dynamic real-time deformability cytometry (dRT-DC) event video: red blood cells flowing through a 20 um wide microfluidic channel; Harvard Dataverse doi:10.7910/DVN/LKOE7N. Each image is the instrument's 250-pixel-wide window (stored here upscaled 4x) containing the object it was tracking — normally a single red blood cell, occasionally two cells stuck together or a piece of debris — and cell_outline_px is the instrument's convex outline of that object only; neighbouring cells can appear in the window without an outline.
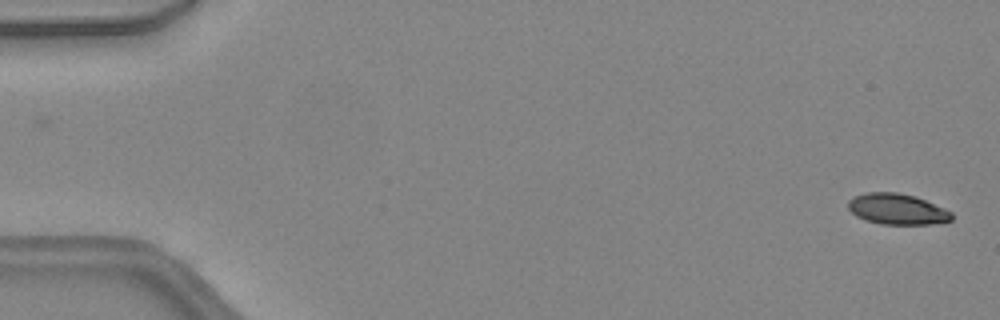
{"species": "common noctule bat (a hibernating species)", "species_latin": "Nyctalus noctula", "temperature_condition": "warm", "stored_images_in_passage": 47, "segment_of_instrument_passage": [1, 2], "camera_frame_rate_fps": 3000, "um_per_image_px": 0.085, "animal": {"sex": "female", "body_mass_g": 24.6, "forearm_length_mm": 56.2}, "frame": {"image": 1, "passage_image": 1, "time_ms": 0.0, "image_size_px": [1000, 320], "cell_outline_px": [[952, 220], [932, 224], [880, 224], [864, 220], [856, 216], [848, 208], [848, 200], [852, 196], [868, 192], [896, 192], [916, 196], [944, 208], [952, 212]], "centroid_in_image_um": [76.23, 17.77], "position_along_channel_um": 8.8, "area_um2": 18.73}}
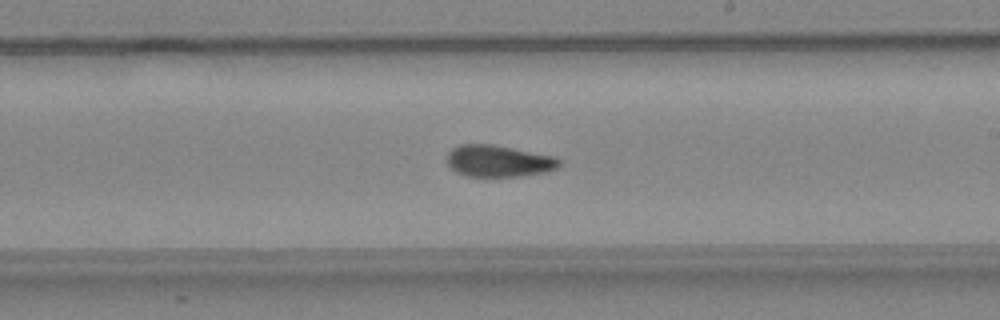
{"frame": {"image": 2, "passage_image": 27, "time_ms": 8.667, "image_size_px": [1000, 320], "cell_outline_px": [[564, 164], [548, 172], [520, 176], [468, 176], [456, 172], [444, 160], [448, 152], [452, 148], [460, 144], [492, 144], [556, 156]], "centroid_in_image_um": [42.4, 13.68], "position_along_channel_um": 246.6, "area_um2": 21.04}}
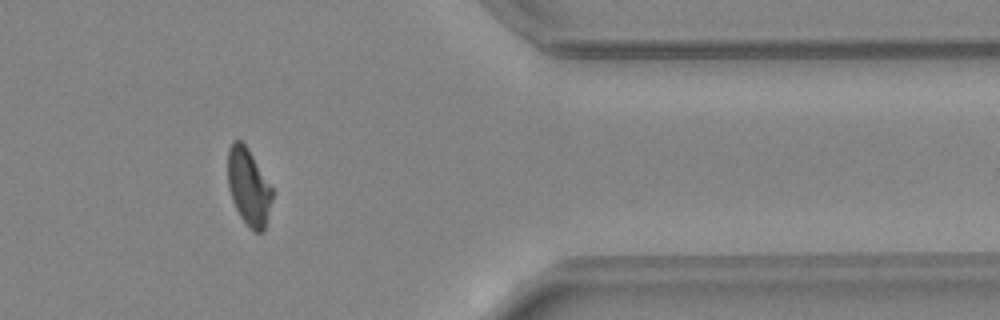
{"frame": {"image": 3, "passage_image": 38, "time_ms": 12.333, "image_size_px": [1000, 320], "cell_outline_px": [[272, 200], [264, 232], [256, 232], [240, 216], [232, 200], [228, 188], [228, 148], [232, 140], [240, 140], [248, 148], [272, 188]], "centroid_in_image_um": [21.12, 15.86], "position_along_channel_um": 390.3, "area_um2": 19.71}}